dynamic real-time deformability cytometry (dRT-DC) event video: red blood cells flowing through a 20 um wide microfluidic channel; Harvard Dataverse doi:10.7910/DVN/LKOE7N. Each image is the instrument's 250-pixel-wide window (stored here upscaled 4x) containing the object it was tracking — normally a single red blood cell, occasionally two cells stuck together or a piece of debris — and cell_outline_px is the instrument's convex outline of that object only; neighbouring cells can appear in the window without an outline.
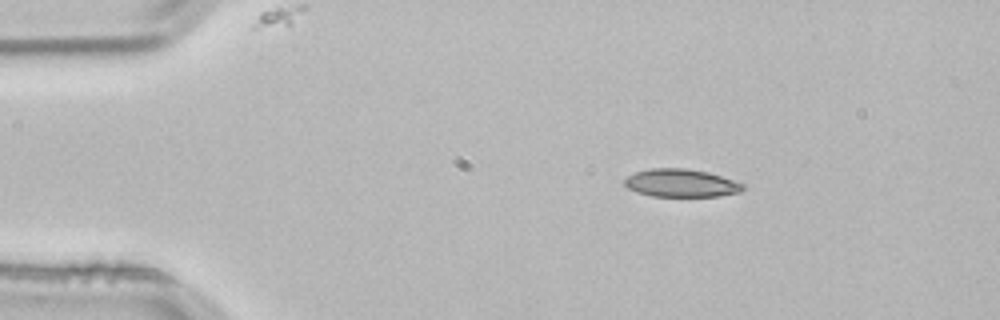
{"species": "common noctule bat (a hibernating species)", "species_latin": "Nyctalus noctula", "temperature_condition": "room temperature", "stored_images_in_passage": 2, "camera_frame_rate_fps": 3000, "um_per_image_px": 0.085, "animal": {"sex": "male", "body_mass_g": 21.5, "forearm_length_mm": 52.0}, "frame": {"image": 1, "passage_image": 1, "time_ms": 0.0, "image_size_px": [1000, 320], "cell_outline_px": [[744, 188], [740, 192], [720, 196], [652, 196], [636, 192], [628, 188], [624, 184], [624, 180], [628, 176], [636, 172], [652, 168], [684, 168], [708, 172], [744, 184]], "centroid_in_image_um": [57.88, 15.56], "position_along_channel_um": 27.1, "area_um2": 19.13}}